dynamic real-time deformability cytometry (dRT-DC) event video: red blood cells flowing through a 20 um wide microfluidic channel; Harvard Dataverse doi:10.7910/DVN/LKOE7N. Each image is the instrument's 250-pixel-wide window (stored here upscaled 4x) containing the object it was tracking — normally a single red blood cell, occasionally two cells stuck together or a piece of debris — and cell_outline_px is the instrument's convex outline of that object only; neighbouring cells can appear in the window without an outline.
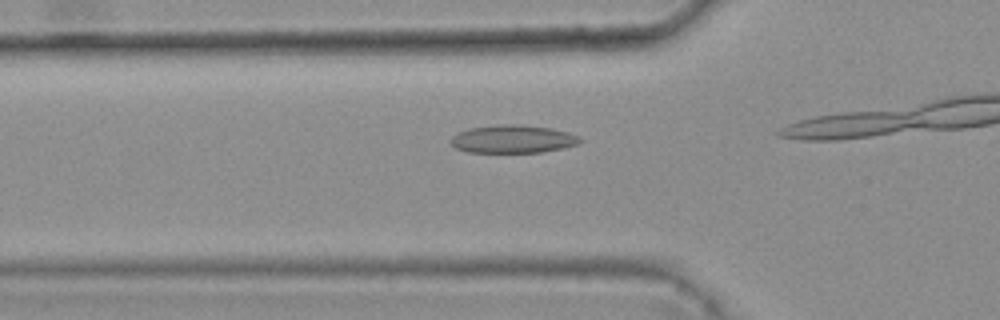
{"species": "common noctule bat (a hibernating species)", "species_latin": "Nyctalus noctula", "temperature_condition": "warm", "stored_images_in_passage": 7, "camera_frame_rate_fps": 3000, "um_per_image_px": 0.085, "animal": {"sex": "female", "body_mass_g": 25.1}, "frame": {"image": 1, "passage_image": 5, "time_ms": 1.333, "image_size_px": [1000, 320], "cell_outline_px": [[584, 140], [580, 144], [540, 152], [468, 152], [456, 148], [448, 140], [452, 136], [468, 128], [500, 124], [520, 124], [552, 128], [568, 132], [580, 136]], "centroid_in_image_um": [43.61, 11.81], "position_along_channel_um": 82.2, "area_um2": 21.21}}